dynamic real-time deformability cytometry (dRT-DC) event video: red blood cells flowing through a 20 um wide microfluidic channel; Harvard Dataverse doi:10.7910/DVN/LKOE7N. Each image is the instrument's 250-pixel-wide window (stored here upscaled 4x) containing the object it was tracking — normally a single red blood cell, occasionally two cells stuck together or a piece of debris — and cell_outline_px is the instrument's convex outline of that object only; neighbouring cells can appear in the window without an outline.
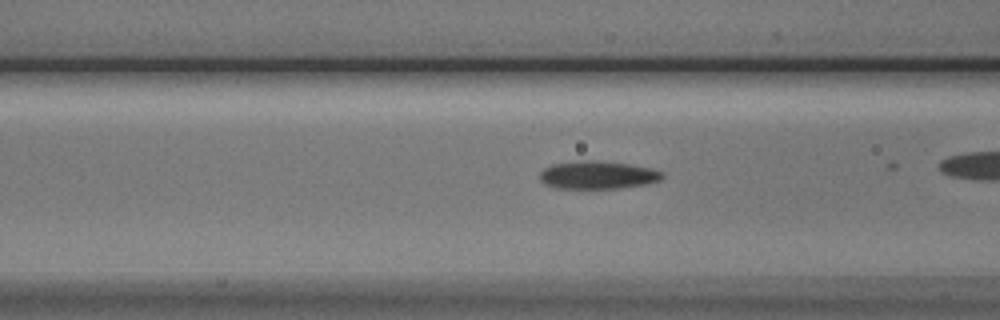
{"species": "Egyptian fruit bat (a non-hibernating species)", "species_latin": "Rousettus aegyptiacus", "temperature_condition": "cold", "stored_images_in_passage": 16, "camera_frame_rate_fps": 3000, "um_per_image_px": 0.085, "animal": {"sex": "male"}, "frame": {"image": 1, "passage_image": 15, "time_ms": 4.667, "image_size_px": [1000, 320], "cell_outline_px": [[664, 176], [660, 180], [644, 184], [620, 188], [556, 188], [544, 184], [540, 180], [540, 172], [544, 168], [552, 164], [584, 160], [592, 160], [628, 164], [652, 168], [660, 172]], "centroid_in_image_um": [50.77, 14.87], "position_along_channel_um": 115.8, "area_um2": 19.77}}